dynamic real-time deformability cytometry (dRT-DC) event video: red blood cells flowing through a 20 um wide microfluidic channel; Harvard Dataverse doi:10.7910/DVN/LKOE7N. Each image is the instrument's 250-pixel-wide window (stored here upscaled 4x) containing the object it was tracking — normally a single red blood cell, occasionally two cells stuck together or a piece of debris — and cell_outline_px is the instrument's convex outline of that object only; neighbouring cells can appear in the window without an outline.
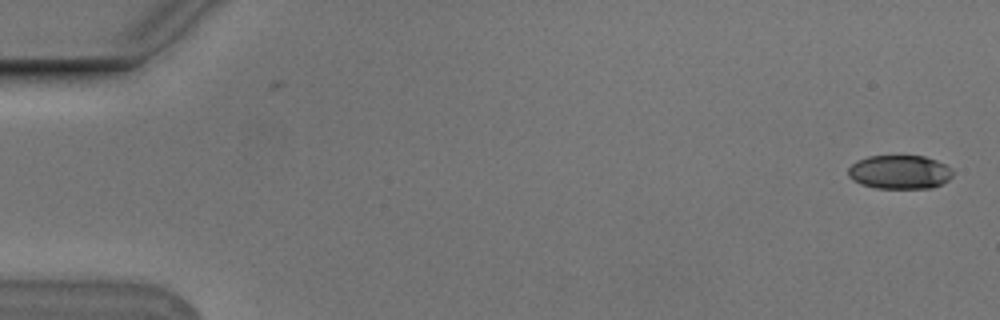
{"species": "Egyptian fruit bat (a non-hibernating species)", "species_latin": "Rousettus aegyptiacus", "temperature_condition": "cold", "stored_images_in_passage": 55, "camera_frame_rate_fps": 3000, "um_per_image_px": 0.085, "animal": {"sex": "male"}, "frame": {"image": 1, "passage_image": 1, "time_ms": 0.0, "image_size_px": [1000, 320], "cell_outline_px": [[952, 176], [948, 180], [932, 188], [876, 188], [860, 184], [852, 180], [848, 176], [848, 168], [856, 160], [868, 156], [924, 156], [936, 160], [944, 164], [952, 172]], "centroid_in_image_um": [76.42, 14.63], "position_along_channel_um": 8.6, "area_um2": 20.58}}
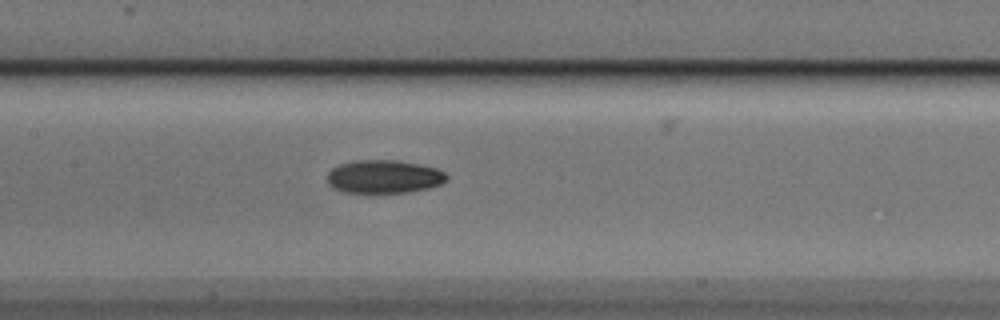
{"frame": {"image": 2, "passage_image": 26, "time_ms": 8.333, "image_size_px": [1000, 320], "cell_outline_px": [[448, 180], [440, 184], [428, 188], [408, 192], [344, 192], [332, 188], [328, 184], [328, 172], [332, 168], [340, 164], [356, 160], [400, 160], [420, 164], [436, 168], [444, 172], [448, 176]], "centroid_in_image_um": [32.64, 15.0], "position_along_channel_um": 174.8, "area_um2": 23.18}}
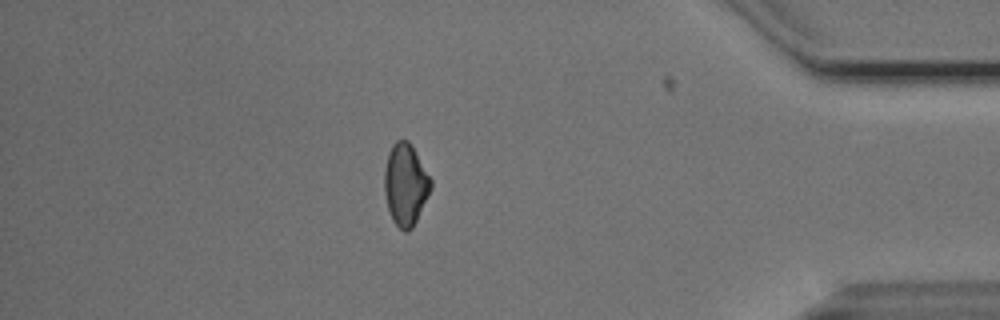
{"frame": {"image": 3, "passage_image": 47, "time_ms": 15.333, "image_size_px": [1000, 320], "cell_outline_px": [[432, 188], [412, 228], [408, 232], [404, 232], [392, 220], [388, 208], [384, 192], [384, 168], [388, 152], [392, 144], [396, 140], [408, 140], [432, 180]], "centroid_in_image_um": [34.45, 15.68], "position_along_channel_um": 400.7, "area_um2": 22.08}, "authors_computed_cell_mechanics": {"area_um2": 22.1374, "velocity_mm_per_s": 3.7712, "shape_relaxation_time_tau1_ms": 3.5, "shape_relaxation_time_tau2_ms": 7.3159, "deformation_change_tau1": 0.1314, "deformation_change_tau2": 0.1258}}